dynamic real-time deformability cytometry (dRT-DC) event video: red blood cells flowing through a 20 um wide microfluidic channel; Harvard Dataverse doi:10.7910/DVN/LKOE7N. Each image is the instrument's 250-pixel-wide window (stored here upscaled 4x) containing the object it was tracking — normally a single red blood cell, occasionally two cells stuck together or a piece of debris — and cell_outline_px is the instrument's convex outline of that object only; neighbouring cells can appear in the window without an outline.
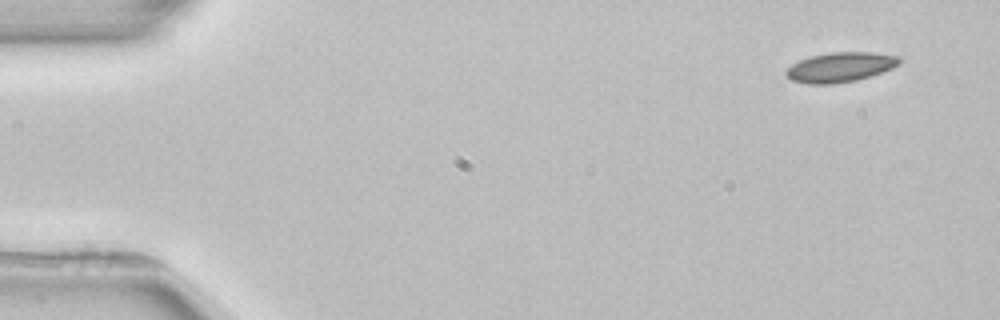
{"species": "common noctule bat (a hibernating species)", "species_latin": "Nyctalus noctula", "temperature_condition": "room temperature", "stored_images_in_passage": 4, "camera_frame_rate_fps": 3000, "um_per_image_px": 0.085, "animal": {"sex": "female", "body_mass_g": 22.7, "forearm_length_mm": 54.2}, "frame": {"image": 1, "passage_image": 1, "time_ms": 0.0, "image_size_px": [1000, 320], "cell_outline_px": [[900, 64], [892, 68], [856, 80], [832, 84], [808, 84], [792, 80], [784, 72], [792, 64], [800, 60], [812, 56], [832, 52], [872, 52], [900, 56]], "centroid_in_image_um": [71.43, 5.7], "position_along_channel_um": 13.6, "area_um2": 19.42}}
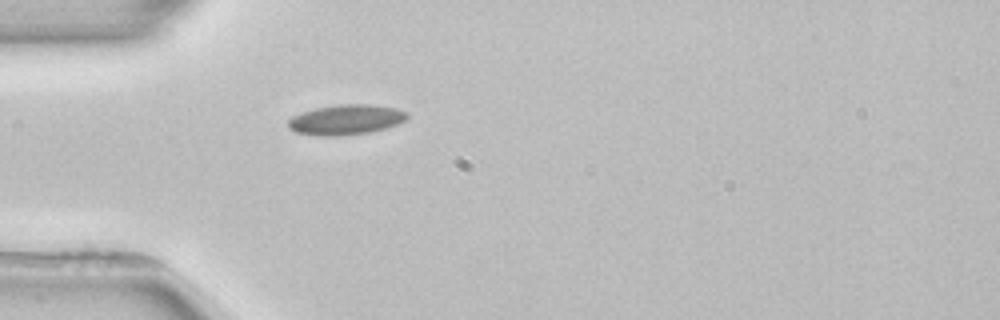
{"frame": {"image": 2, "passage_image": 4, "time_ms": 4.0, "image_size_px": [1000, 320], "cell_outline_px": [[408, 116], [404, 120], [396, 124], [384, 128], [368, 132], [336, 136], [316, 136], [296, 132], [288, 128], [288, 120], [292, 116], [316, 108], [340, 104], [372, 104], [396, 108], [408, 112]], "centroid_in_image_um": [29.39, 10.17], "position_along_channel_um": 55.6, "area_um2": 20.75}}